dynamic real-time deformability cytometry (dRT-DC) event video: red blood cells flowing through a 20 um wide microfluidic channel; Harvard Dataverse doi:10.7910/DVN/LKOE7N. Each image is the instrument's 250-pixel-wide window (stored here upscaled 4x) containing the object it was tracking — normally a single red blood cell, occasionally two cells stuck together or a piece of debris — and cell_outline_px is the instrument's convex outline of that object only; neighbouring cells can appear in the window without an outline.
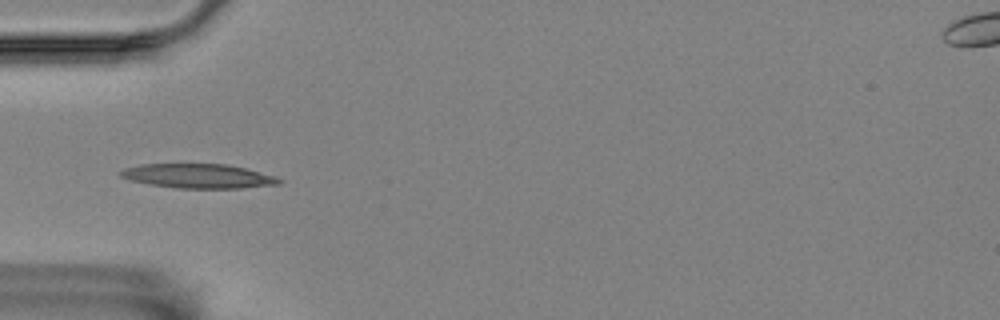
{"species": "Egyptian fruit bat (a non-hibernating species)", "species_latin": "Rousettus aegyptiacus", "temperature_condition": "room temperature", "stored_images_in_passage": 1, "camera_frame_rate_fps": 3000, "um_per_image_px": 0.085, "animal": {"sex": "female"}, "frame": {"image": 1, "passage_image": 1, "time_ms": 0.0, "image_size_px": [1000, 320], "cell_outline_px": [[280, 184], [240, 188], [176, 188], [148, 184], [132, 180], [120, 176], [116, 172], [124, 168], [140, 164], [224, 164], [244, 168], [276, 176], [280, 180]], "centroid_in_image_um": [16.8, 14.96], "position_along_channel_um": 68.2, "area_um2": 22.37}}